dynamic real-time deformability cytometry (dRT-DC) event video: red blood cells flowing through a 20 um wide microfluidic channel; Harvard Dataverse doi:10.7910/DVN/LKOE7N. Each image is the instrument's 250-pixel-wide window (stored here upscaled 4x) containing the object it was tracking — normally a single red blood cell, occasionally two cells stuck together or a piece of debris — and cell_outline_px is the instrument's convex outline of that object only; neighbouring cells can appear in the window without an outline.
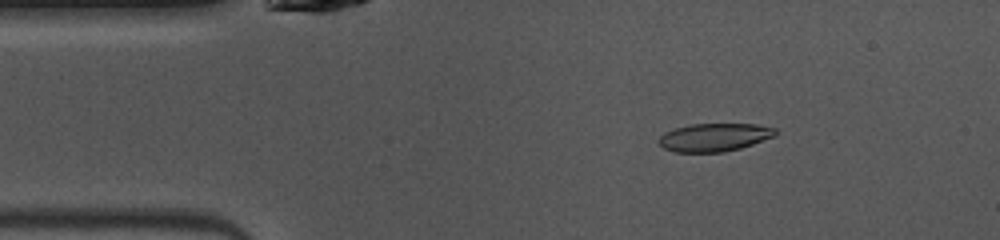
{"species": "common noctule bat (a hibernating species)", "species_latin": "Nyctalus noctula", "temperature_condition": "warm", "stored_images_in_passage": 47, "camera_frame_rate_fps": 3000, "um_per_image_px": 0.085, "animal": {"sex": "female", "body_mass_g": 10.0, "forearm_length_mm": 53.1}, "frame": {"image": 1, "passage_image": 6, "time_ms": 1.667, "image_size_px": [1000, 240], "cell_outline_px": [[776, 136], [740, 148], [724, 152], [676, 152], [664, 148], [656, 140], [664, 132], [676, 128], [692, 124], [756, 124], [776, 128]], "centroid_in_image_um": [60.72, 11.67], "position_along_channel_um": 24.3, "area_um2": 19.07}}
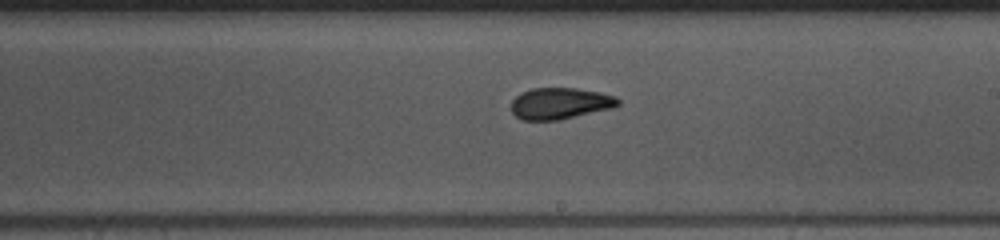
{"frame": {"image": 2, "passage_image": 25, "time_ms": 8.0, "image_size_px": [1000, 240], "cell_outline_px": [[620, 104], [612, 108], [560, 120], [520, 120], [512, 112], [512, 100], [520, 92], [532, 88], [576, 88], [600, 92], [616, 96], [620, 100]], "centroid_in_image_um": [47.61, 8.79], "position_along_channel_um": 241.4, "area_um2": 19.71}}
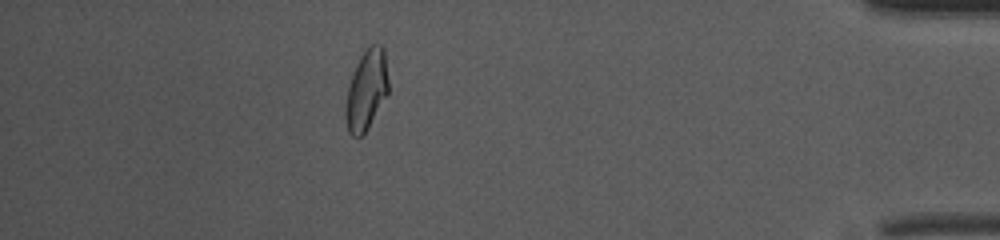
{"frame": {"image": 3, "passage_image": 41, "time_ms": 13.333, "image_size_px": [1000, 240], "cell_outline_px": [[388, 92], [368, 128], [360, 136], [352, 136], [348, 132], [344, 116], [344, 108], [348, 88], [356, 64], [360, 56], [368, 44], [380, 44], [384, 48], [388, 80]], "centroid_in_image_um": [31.13, 7.63], "position_along_channel_um": 404.1, "area_um2": 20.0}, "authors_computed_cell_mechanics": {"area_um2": 19.7676, "velocity_mm_per_s": 4.064, "shape_relaxation_time_tau1_ms": 5.9272, "shape_relaxation_time_tau2_ms": 1.3731, "deformation_change_tau1": 0.1608, "deformation_change_tau2": 0.0759}}